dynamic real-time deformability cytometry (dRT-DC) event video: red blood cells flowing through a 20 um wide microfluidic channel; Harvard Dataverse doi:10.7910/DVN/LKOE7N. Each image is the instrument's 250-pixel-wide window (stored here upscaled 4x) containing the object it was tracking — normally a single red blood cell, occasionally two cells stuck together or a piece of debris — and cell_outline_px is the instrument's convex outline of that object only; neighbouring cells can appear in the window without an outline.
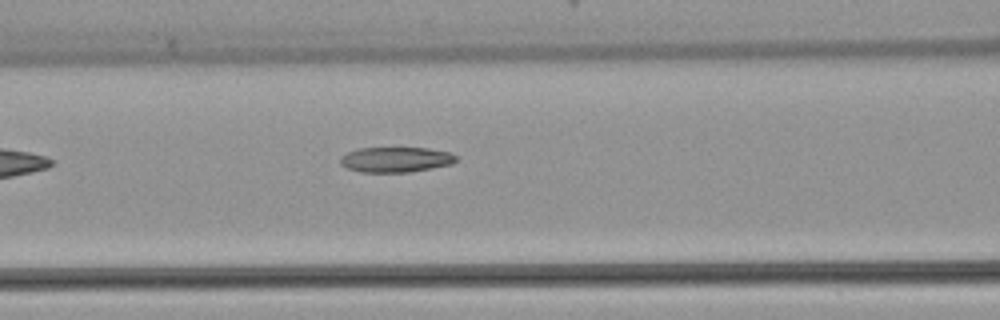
{"species": "common noctule bat (a hibernating species)", "species_latin": "Nyctalus noctula", "temperature_condition": "warm", "stored_images_in_passage": 6, "camera_frame_rate_fps": 3000, "um_per_image_px": 0.085, "animal": {"sex": "female", "body_mass_g": 22.7, "forearm_length_mm": 54.2}, "frame": {"image": 1, "passage_image": 6, "time_ms": 6.333, "image_size_px": [1000, 320], "cell_outline_px": [[456, 160], [452, 164], [408, 172], [360, 172], [348, 168], [340, 164], [340, 156], [348, 152], [360, 148], [428, 148], [452, 152], [456, 156]], "centroid_in_image_um": [33.64, 13.56], "position_along_channel_um": 133.0, "area_um2": 16.99}}